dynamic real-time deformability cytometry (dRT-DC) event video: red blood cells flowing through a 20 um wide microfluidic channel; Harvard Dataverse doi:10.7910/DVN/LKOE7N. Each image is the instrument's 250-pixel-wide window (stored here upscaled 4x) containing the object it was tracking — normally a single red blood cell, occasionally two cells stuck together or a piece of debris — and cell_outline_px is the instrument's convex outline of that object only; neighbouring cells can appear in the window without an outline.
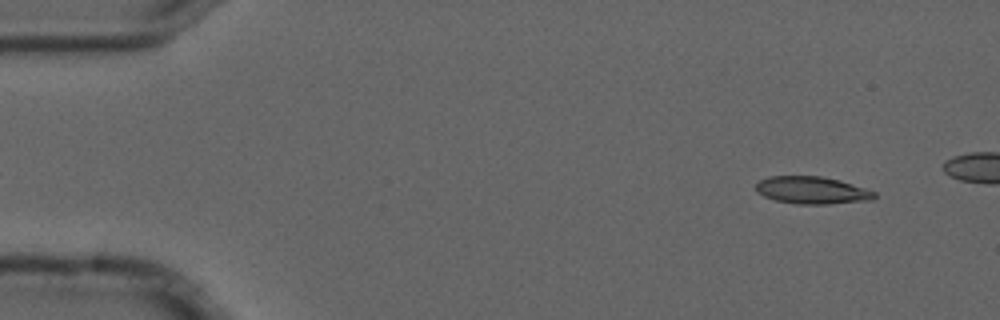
{"species": "common noctule bat (a hibernating species)", "species_latin": "Nyctalus noctula", "temperature_condition": "cold", "stored_images_in_passage": 5, "camera_frame_rate_fps": 3000, "um_per_image_px": 0.085, "animal": {"sex": "male", "forearm_length_mm": 52.5}, "frame": {"image": 1, "passage_image": 5, "time_ms": 1.333, "image_size_px": [1000, 320], "cell_outline_px": [[876, 196], [872, 200], [828, 204], [796, 204], [776, 200], [764, 196], [756, 192], [756, 184], [760, 180], [768, 176], [820, 176], [840, 180], [876, 192]], "centroid_in_image_um": [69.01, 16.17], "position_along_channel_um": 16.0, "area_um2": 18.9}}